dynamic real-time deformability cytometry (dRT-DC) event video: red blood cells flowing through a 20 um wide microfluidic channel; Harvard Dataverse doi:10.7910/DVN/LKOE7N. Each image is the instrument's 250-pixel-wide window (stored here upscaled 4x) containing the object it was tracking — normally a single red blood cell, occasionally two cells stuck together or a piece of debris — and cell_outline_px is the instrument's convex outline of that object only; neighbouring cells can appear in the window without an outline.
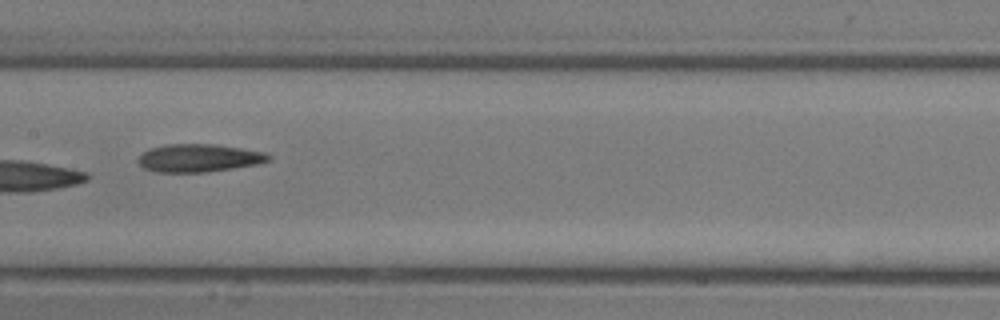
{"species": "common noctule bat (a hibernating species)", "species_latin": "Nyctalus noctula", "temperature_condition": "room temperature", "stored_images_in_passage": 22, "camera_frame_rate_fps": 3000, "um_per_image_px": 0.085, "animal": {"sex": "male", "body_mass_g": 13.3}, "frame": {"image": 1, "passage_image": 13, "time_ms": 4.0, "image_size_px": [1000, 320], "cell_outline_px": [[272, 160], [260, 164], [208, 172], [152, 172], [144, 168], [136, 160], [148, 148], [164, 144], [216, 144], [264, 152], [272, 156]], "centroid_in_image_um": [16.92, 13.43], "position_along_channel_um": 190.5, "area_um2": 21.5}}
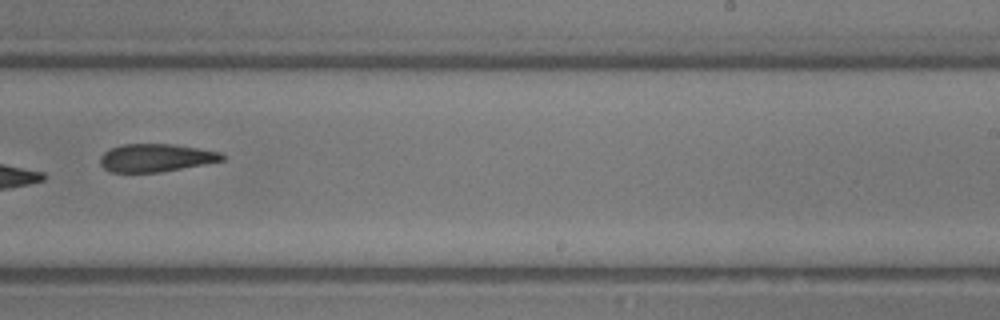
{"frame": {"image": 2, "passage_image": 16, "time_ms": 5.0, "image_size_px": [1000, 320], "cell_outline_px": [[224, 160], [204, 164], [160, 172], [108, 172], [100, 164], [100, 156], [104, 152], [112, 148], [124, 144], [172, 144], [220, 152], [224, 156]], "centroid_in_image_um": [13.21, 13.42], "position_along_channel_um": 275.8, "area_um2": 19.65}}